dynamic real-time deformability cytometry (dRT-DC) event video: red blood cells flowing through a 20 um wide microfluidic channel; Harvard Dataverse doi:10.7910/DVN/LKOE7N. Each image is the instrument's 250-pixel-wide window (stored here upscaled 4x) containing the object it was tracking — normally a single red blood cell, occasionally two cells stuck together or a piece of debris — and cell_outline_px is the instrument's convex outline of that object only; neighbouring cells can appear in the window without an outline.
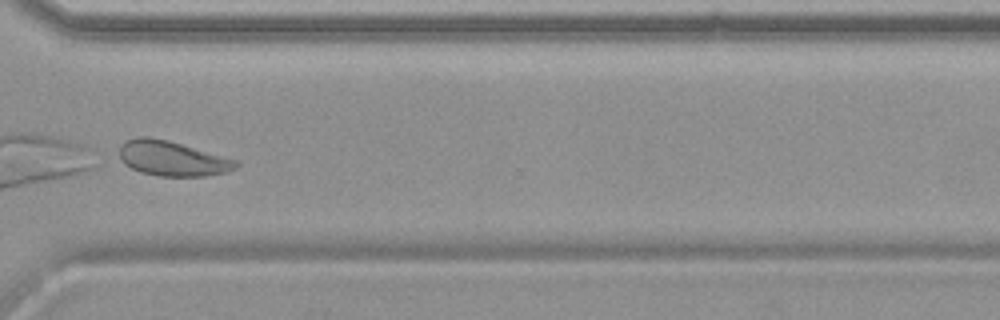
{"species": "common noctule bat (a hibernating species)", "species_latin": "Nyctalus noctula", "temperature_condition": "warm", "stored_images_in_passage": 39, "camera_frame_rate_fps": 3000, "um_per_image_px": 0.085, "animal": {"sex": "female", "body_mass_g": 19.9}, "frame": {"image": 1, "passage_image": 28, "time_ms": 9.0, "image_size_px": [1000, 320], "cell_outline_px": [[240, 164], [236, 168], [224, 172], [208, 176], [160, 176], [140, 172], [124, 164], [112, 156], [120, 144], [124, 140], [136, 136], [148, 136], [168, 140], [240, 160]], "centroid_in_image_um": [14.55, 13.45], "position_along_channel_um": 356.1, "area_um2": 24.62}}